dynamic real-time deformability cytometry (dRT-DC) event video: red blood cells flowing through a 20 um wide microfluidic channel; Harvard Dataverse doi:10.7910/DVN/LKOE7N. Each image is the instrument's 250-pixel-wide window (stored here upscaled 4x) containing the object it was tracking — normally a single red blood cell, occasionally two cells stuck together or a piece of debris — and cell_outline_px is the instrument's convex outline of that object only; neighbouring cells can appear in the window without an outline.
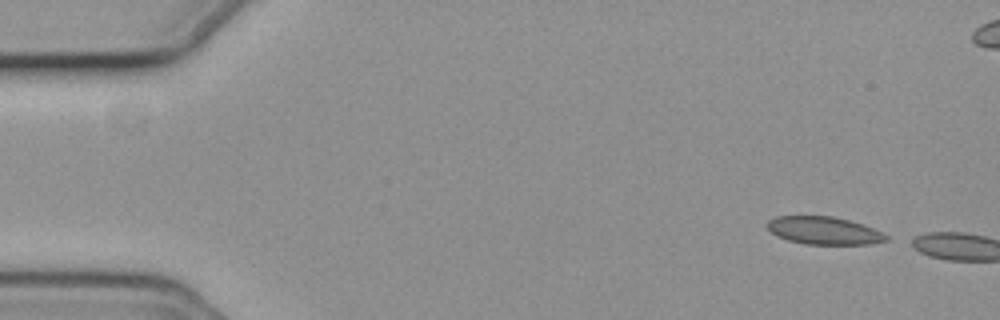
{"species": "common noctule bat (a hibernating species)", "species_latin": "Nyctalus noctula", "temperature_condition": "cold", "stored_images_in_passage": 3, "camera_frame_rate_fps": 3000, "um_per_image_px": 0.085, "animal": {"sex": "female", "body_mass_g": 19.3, "forearm_length_mm": 54.1}, "frame": {"image": 1, "passage_image": 1, "time_ms": 0.0, "image_size_px": [1000, 320], "cell_outline_px": [[888, 240], [872, 244], [804, 244], [788, 240], [776, 236], [764, 224], [768, 220], [776, 216], [832, 216], [848, 220], [872, 228], [888, 236]], "centroid_in_image_um": [69.98, 19.6], "position_along_channel_um": 15.0, "area_um2": 19.13}}